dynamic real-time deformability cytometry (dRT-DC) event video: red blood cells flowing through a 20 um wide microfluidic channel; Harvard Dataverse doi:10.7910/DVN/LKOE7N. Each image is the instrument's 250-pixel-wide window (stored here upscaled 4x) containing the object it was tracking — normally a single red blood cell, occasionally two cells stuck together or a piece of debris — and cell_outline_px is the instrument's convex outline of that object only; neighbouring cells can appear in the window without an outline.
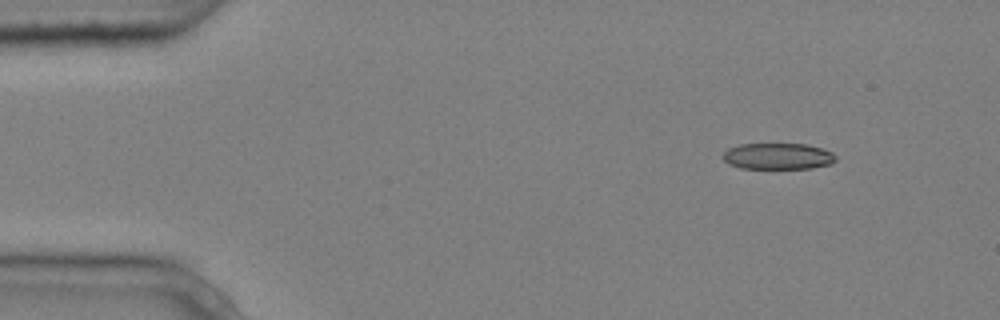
{"species": "common noctule bat (a hibernating species)", "species_latin": "Nyctalus noctula", "temperature_condition": "cold", "stored_images_in_passage": 4, "camera_frame_rate_fps": 3000, "um_per_image_px": 0.085, "animal": {"sex": "male", "body_mass_g": 20.4}, "frame": {"image": 1, "passage_image": 1, "time_ms": 0.0, "image_size_px": [1000, 320], "cell_outline_px": [[836, 160], [832, 164], [812, 168], [740, 168], [728, 164], [720, 156], [728, 148], [740, 144], [804, 144], [820, 148], [832, 152], [836, 156]], "centroid_in_image_um": [66.1, 13.28], "position_along_channel_um": 18.9, "area_um2": 17.34}}
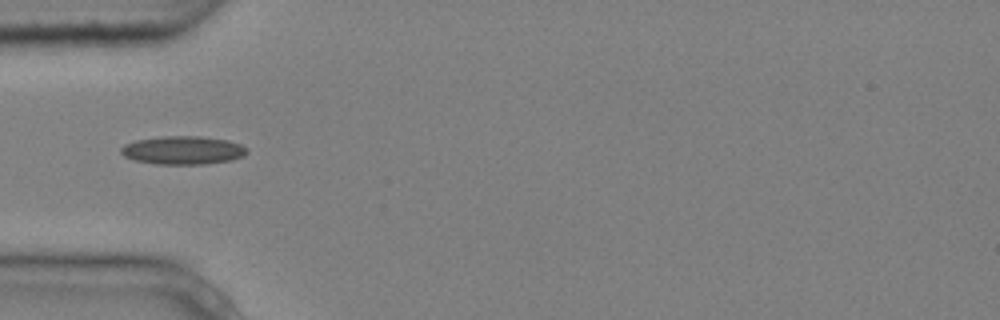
{"frame": {"image": 2, "passage_image": 4, "time_ms": 1.0, "image_size_px": [1000, 320], "cell_outline_px": [[248, 152], [244, 156], [232, 160], [204, 164], [156, 164], [136, 160], [124, 156], [120, 152], [120, 148], [124, 144], [136, 140], [164, 136], [200, 136], [228, 140], [240, 144], [248, 148]], "centroid_in_image_um": [15.57, 12.77], "position_along_channel_um": 69.4, "area_um2": 20.87}}